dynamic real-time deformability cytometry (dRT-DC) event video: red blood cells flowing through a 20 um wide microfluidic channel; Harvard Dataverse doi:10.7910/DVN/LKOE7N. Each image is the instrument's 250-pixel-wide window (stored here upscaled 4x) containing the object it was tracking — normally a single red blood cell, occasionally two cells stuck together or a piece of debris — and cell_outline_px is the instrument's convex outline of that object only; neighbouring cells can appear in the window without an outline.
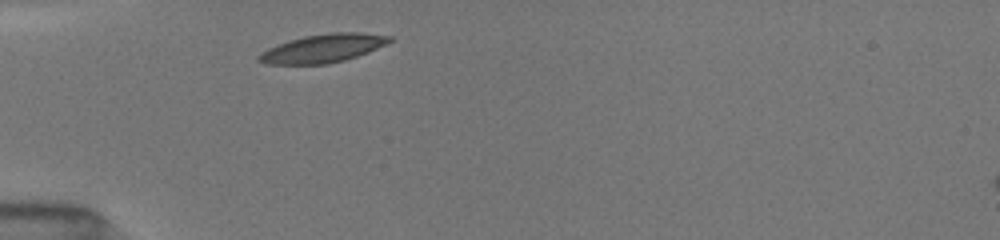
{"species": "common noctule bat (a hibernating species)", "species_latin": "Nyctalus noctula", "temperature_condition": "room temperature", "stored_images_in_passage": 1, "camera_frame_rate_fps": 3000, "um_per_image_px": 0.085, "animal": {"sex": "female", "body_mass_g": 19.5, "forearm_length_mm": 54.1}, "frame": {"image": 1, "passage_image": 1, "time_ms": 0.0, "image_size_px": [1000, 240], "cell_outline_px": [[392, 40], [368, 52], [344, 60], [328, 64], [268, 64], [256, 60], [256, 56], [268, 48], [304, 36], [332, 32], [356, 32], [392, 36]], "centroid_in_image_um": [27.43, 4.11], "position_along_channel_um": 57.6, "area_um2": 21.27}}